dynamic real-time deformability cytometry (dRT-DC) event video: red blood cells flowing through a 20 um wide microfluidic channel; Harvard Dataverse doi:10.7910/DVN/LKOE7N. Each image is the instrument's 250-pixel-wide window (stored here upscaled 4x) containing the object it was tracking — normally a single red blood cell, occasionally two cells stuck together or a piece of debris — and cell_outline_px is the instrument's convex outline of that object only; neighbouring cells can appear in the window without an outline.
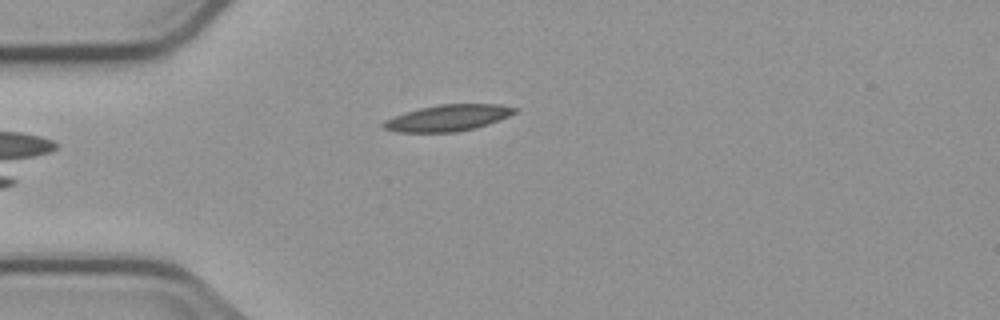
{"species": "common noctule bat (a hibernating species)", "species_latin": "Nyctalus noctula", "temperature_condition": "cold", "stored_images_in_passage": 5, "camera_frame_rate_fps": 3000, "um_per_image_px": 0.085, "animal": {"sex": "male", "body_mass_g": 23.1, "forearm_length_mm": 52.7}, "frame": {"image": 1, "passage_image": 5, "time_ms": 4.667, "image_size_px": [1000, 320], "cell_outline_px": [[516, 112], [500, 120], [476, 128], [456, 132], [396, 132], [384, 128], [380, 124], [384, 120], [404, 112], [420, 108], [440, 104], [500, 104], [516, 108]], "centroid_in_image_um": [38.05, 10.02], "position_along_channel_um": 47.0, "area_um2": 20.17}}